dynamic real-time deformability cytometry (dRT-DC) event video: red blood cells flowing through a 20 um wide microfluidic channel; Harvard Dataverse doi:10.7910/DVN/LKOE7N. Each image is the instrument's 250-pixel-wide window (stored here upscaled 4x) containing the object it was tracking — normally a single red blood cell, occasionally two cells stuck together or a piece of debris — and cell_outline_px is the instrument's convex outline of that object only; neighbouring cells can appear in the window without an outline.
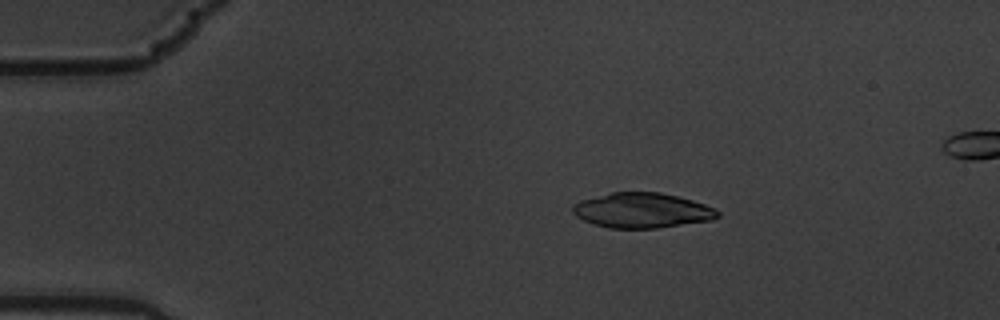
{"species": "common noctule bat (a hibernating species)", "species_latin": "Nyctalus noctula", "temperature_condition": "warm", "stored_images_in_passage": 48, "camera_frame_rate_fps": 3000, "um_per_image_px": 0.085, "animal": {"sex": "male", "body_mass_g": 19.5, "forearm_length_mm": 54.6}, "frame": {"image": 1, "passage_image": 1, "time_ms": 0.0, "image_size_px": [1000, 320], "cell_outline_px": [[720, 216], [712, 220], [656, 228], [608, 228], [584, 220], [576, 216], [572, 212], [572, 204], [580, 200], [612, 192], [660, 192], [692, 200], [716, 208], [720, 212]], "centroid_in_image_um": [54.58, 17.88], "position_along_channel_um": 30.4, "area_um2": 29.59}}